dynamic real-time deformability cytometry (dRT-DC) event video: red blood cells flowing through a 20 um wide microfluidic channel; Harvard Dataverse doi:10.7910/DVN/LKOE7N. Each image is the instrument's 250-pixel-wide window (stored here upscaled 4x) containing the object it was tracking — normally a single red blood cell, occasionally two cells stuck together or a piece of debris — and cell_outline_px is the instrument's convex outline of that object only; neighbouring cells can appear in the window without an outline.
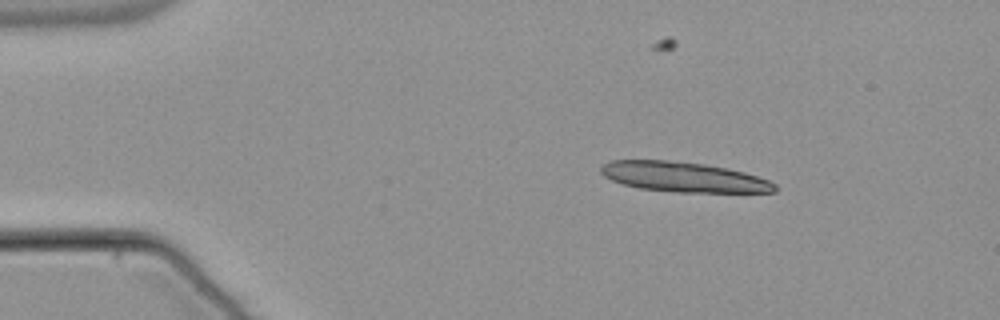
{"species": "common noctule bat (a hibernating species)", "species_latin": "Nyctalus noctula", "temperature_condition": "warm", "stored_images_in_passage": 12, "camera_frame_rate_fps": 3000, "um_per_image_px": 0.085, "animal": {"sex": "male", "body_mass_g": 21.5, "forearm_length_mm": 52.0}, "frame": {"image": 1, "passage_image": 1, "time_ms": 0.0, "image_size_px": [1000, 320], "cell_outline_px": [[776, 192], [676, 192], [640, 188], [624, 184], [612, 180], [604, 176], [600, 172], [600, 168], [604, 164], [612, 160], [668, 160], [704, 164], [744, 172], [768, 180], [776, 184]], "centroid_in_image_um": [58.09, 15.04], "position_along_channel_um": 26.9, "area_um2": 30.11}}